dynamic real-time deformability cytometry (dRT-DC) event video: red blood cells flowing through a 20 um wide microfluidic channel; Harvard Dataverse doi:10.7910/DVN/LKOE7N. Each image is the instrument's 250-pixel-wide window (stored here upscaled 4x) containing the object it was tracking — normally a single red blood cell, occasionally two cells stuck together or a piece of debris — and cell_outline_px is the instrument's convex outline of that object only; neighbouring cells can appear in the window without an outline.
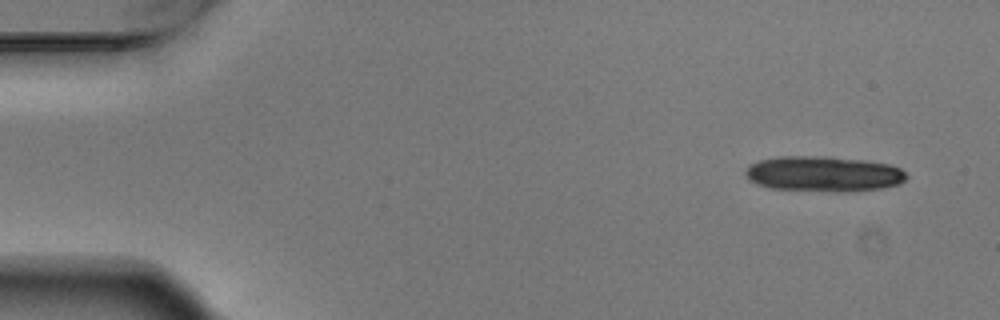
{"species": "Egyptian fruit bat (a non-hibernating species)", "species_latin": "Rousettus aegyptiacus", "temperature_condition": "warm", "stored_images_in_passage": 6, "camera_frame_rate_fps": 3000, "um_per_image_px": 0.085, "animal": {"sex": "male"}, "frame": {"image": 1, "passage_image": 1, "time_ms": 0.0, "image_size_px": [1000, 320], "cell_outline_px": [[908, 176], [900, 184], [880, 188], [852, 192], [836, 192], [772, 188], [756, 184], [748, 180], [744, 172], [748, 164], [760, 160], [780, 156], [824, 156], [864, 160], [888, 164], [900, 168]], "centroid_in_image_um": [69.98, 14.78], "position_along_channel_um": 15.0, "area_um2": 33.47}}
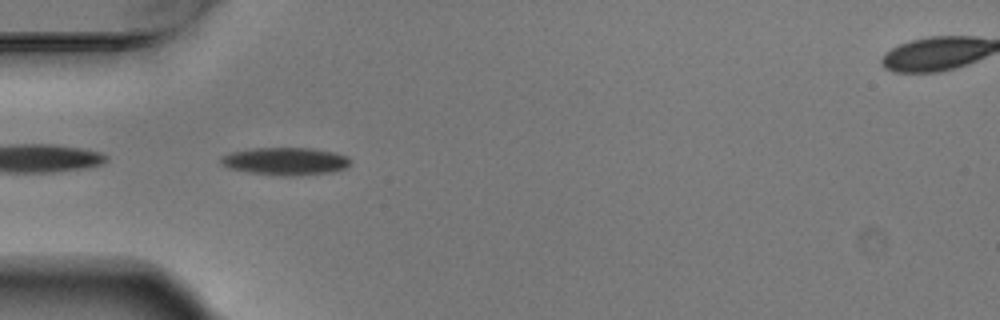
{"frame": {"image": 2, "passage_image": 5, "time_ms": 1.333, "image_size_px": [1000, 320], "cell_outline_px": [[352, 160], [344, 168], [332, 172], [296, 176], [280, 176], [248, 172], [228, 168], [220, 164], [220, 156], [232, 152], [252, 148], [312, 148], [332, 152], [348, 156]], "centroid_in_image_um": [24.23, 13.71], "position_along_channel_um": 60.8, "area_um2": 20.98}}
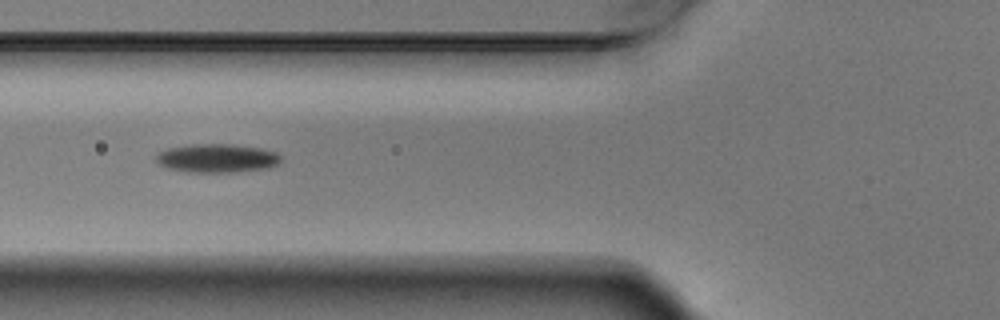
{"frame": {"image": 3, "passage_image": 6, "time_ms": 1.667, "image_size_px": [1000, 320], "cell_outline_px": [[280, 160], [276, 164], [268, 168], [236, 172], [184, 172], [168, 168], [160, 164], [156, 160], [156, 156], [160, 152], [168, 148], [192, 144], [228, 144], [260, 148], [276, 152], [280, 156]], "centroid_in_image_um": [18.43, 13.45], "position_along_channel_um": 107.4, "area_um2": 20.69}}